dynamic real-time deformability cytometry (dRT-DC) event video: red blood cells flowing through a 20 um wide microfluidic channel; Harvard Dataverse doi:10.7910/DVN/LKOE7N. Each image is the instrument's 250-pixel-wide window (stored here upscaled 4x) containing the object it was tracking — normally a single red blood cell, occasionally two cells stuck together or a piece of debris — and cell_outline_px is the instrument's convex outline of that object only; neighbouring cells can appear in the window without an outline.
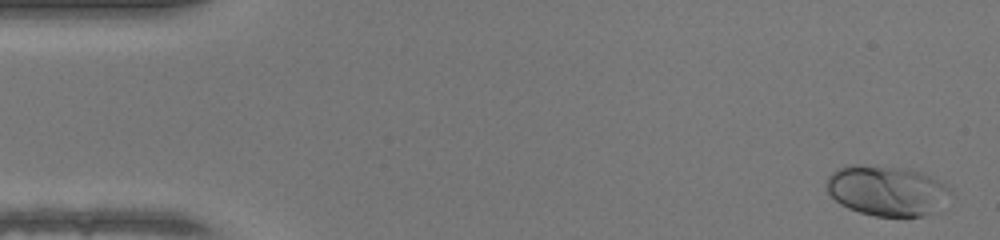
{"species": "human", "species_latin": "Homo sapiens", "temperature_condition": "warm", "stored_images_in_passage": 48, "camera_frame_rate_fps": 3000, "um_per_image_px": 0.085, "donor": {"sex": "female"}, "frame": {"image": 1, "passage_image": 2, "time_ms": 0.333, "image_size_px": [1000, 240], "cell_outline_px": [[952, 192], [932, 212], [924, 216], [876, 216], [860, 212], [848, 208], [840, 204], [828, 192], [824, 184], [828, 176], [832, 172], [840, 168], [852, 164], [856, 164], [908, 168], [924, 172], [948, 184]], "centroid_in_image_um": [75.37, 16.18], "position_along_channel_um": 9.6, "area_um2": 36.41}}
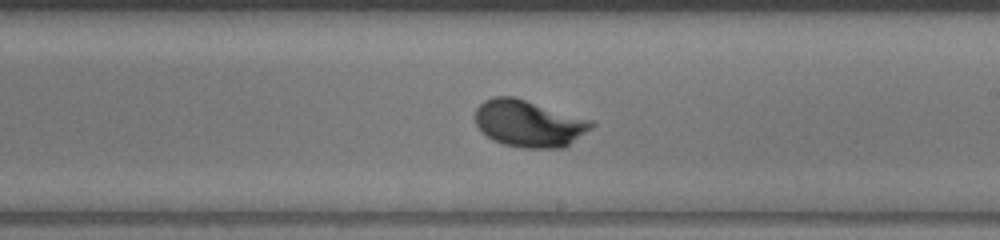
{"frame": {"image": 2, "passage_image": 28, "time_ms": 9.0, "image_size_px": [1000, 240], "cell_outline_px": [[596, 124], [592, 128], [564, 148], [524, 148], [504, 144], [492, 140], [476, 124], [476, 108], [484, 100], [492, 96], [516, 96], [596, 120]], "centroid_in_image_um": [45.02, 10.47], "position_along_channel_um": 244.0, "area_um2": 32.25}}
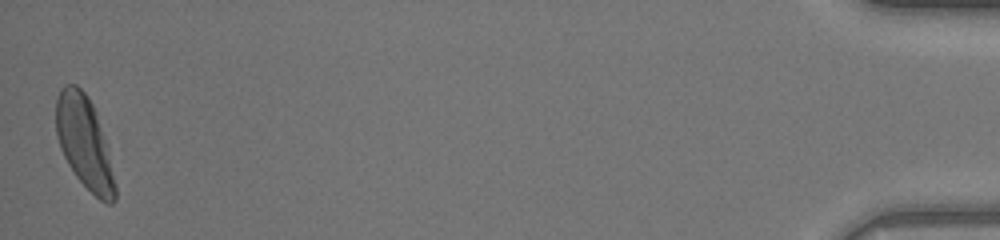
{"frame": {"image": 3, "passage_image": 48, "time_ms": 15.667, "image_size_px": [1000, 240], "cell_outline_px": [[116, 200], [112, 204], [108, 204], [100, 200], [76, 176], [68, 164], [60, 148], [56, 136], [56, 100], [60, 88], [64, 84], [76, 84], [88, 96], [96, 112], [116, 184]], "centroid_in_image_um": [7.15, 12.1], "position_along_channel_um": 428.1, "area_um2": 31.27}, "authors_computed_cell_mechanics": {"area_um2": 30.8363, "velocity_mm_per_s": 4.2691, "shape_relaxation_time_tau1_ms": 1.8262, "shape_relaxation_time_tau2_ms": null, "deformation_change_tau1": 0.139, "deformation_change_tau2": null}}